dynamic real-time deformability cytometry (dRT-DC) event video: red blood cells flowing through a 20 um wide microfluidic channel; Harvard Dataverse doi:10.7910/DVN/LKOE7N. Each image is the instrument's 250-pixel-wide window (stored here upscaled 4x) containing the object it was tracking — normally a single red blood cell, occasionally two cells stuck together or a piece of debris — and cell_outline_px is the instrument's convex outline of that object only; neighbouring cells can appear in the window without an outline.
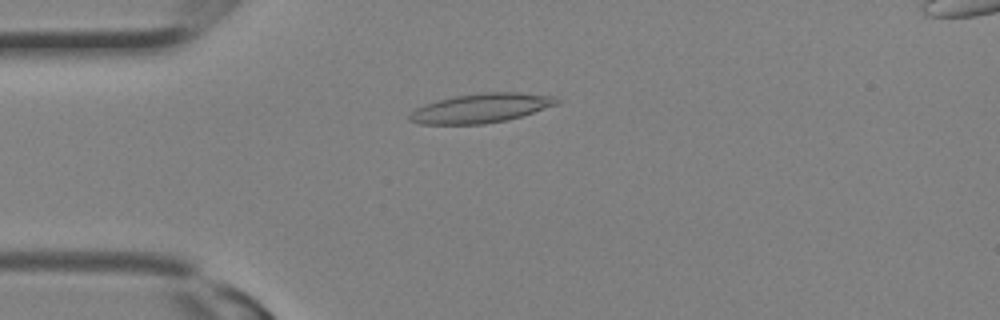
{"species": "Egyptian fruit bat (a non-hibernating species)", "species_latin": "Rousettus aegyptiacus", "temperature_condition": "room temperature", "stored_images_in_passage": 10, "camera_frame_rate_fps": 3000, "um_per_image_px": 0.085, "animal": {"sex": "female"}, "frame": {"image": 1, "passage_image": 5, "time_ms": 1.333, "image_size_px": [1000, 320], "cell_outline_px": [[560, 100], [556, 104], [508, 120], [484, 124], [420, 124], [408, 120], [408, 116], [416, 108], [452, 96], [484, 92], [520, 92], [556, 96]], "centroid_in_image_um": [40.89, 9.19], "position_along_channel_um": 44.1, "area_um2": 24.91}}
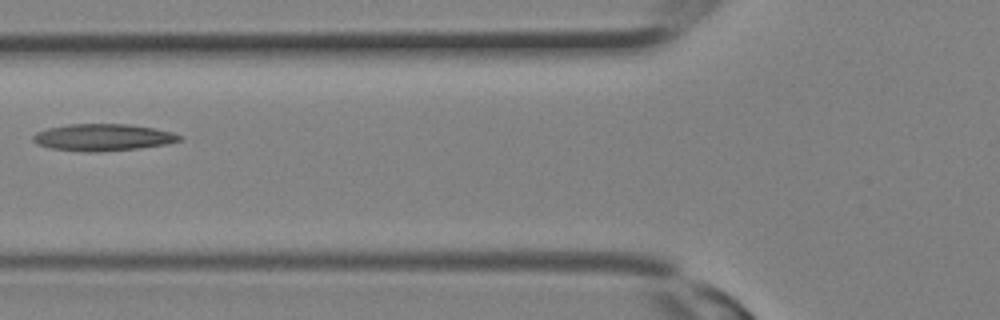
{"frame": {"image": 2, "passage_image": 9, "time_ms": 2.667, "image_size_px": [1000, 320], "cell_outline_px": [[184, 140], [168, 144], [136, 148], [100, 152], [88, 152], [52, 148], [36, 144], [32, 140], [32, 136], [36, 132], [48, 128], [68, 124], [128, 124], [156, 128], [172, 132], [184, 136]], "centroid_in_image_um": [8.79, 11.67], "position_along_channel_um": 117.0, "area_um2": 23.12}}